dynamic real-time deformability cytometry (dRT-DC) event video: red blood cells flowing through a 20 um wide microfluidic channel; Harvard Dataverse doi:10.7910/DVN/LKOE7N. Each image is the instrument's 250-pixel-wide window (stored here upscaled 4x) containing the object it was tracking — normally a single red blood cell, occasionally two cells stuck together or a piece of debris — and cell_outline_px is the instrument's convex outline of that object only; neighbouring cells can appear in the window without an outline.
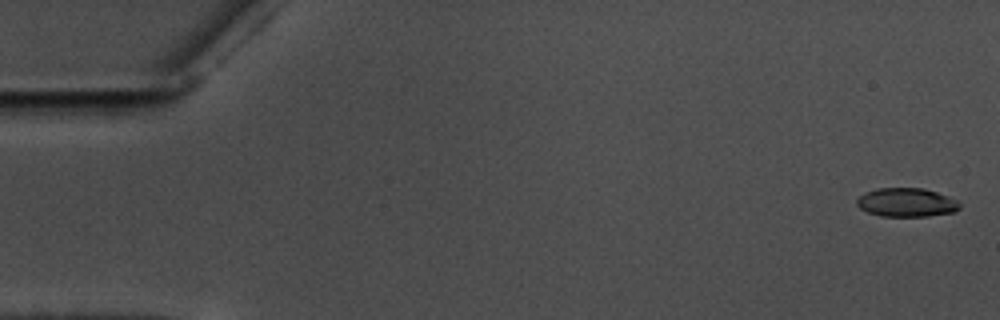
{"species": "common noctule bat (a hibernating species)", "species_latin": "Nyctalus noctula", "temperature_condition": "warm", "stored_images_in_passage": 58, "camera_frame_rate_fps": 3000, "um_per_image_px": 0.085, "animal": {"sex": "male", "body_mass_g": 17.5, "forearm_length_mm": 52.3}, "frame": {"image": 1, "passage_image": 2, "time_ms": 0.333, "image_size_px": [1000, 320], "cell_outline_px": [[960, 208], [956, 212], [928, 216], [880, 216], [868, 212], [860, 208], [856, 204], [856, 200], [864, 192], [876, 188], [924, 188], [948, 196], [956, 200], [960, 204]], "centroid_in_image_um": [77.05, 17.2], "position_along_channel_um": 8.0, "area_um2": 17.34}}
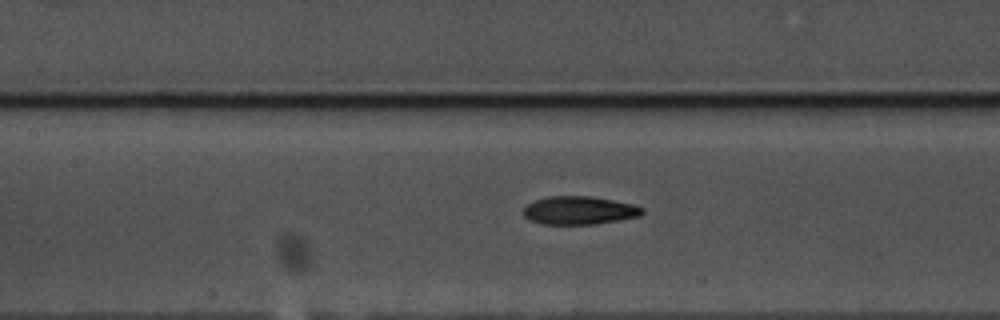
{"frame": {"image": 2, "passage_image": 27, "time_ms": 8.667, "image_size_px": [1000, 320], "cell_outline_px": [[644, 212], [640, 216], [620, 220], [592, 224], [540, 224], [528, 220], [524, 216], [524, 208], [528, 204], [536, 200], [548, 196], [592, 196], [632, 204], [644, 208]], "centroid_in_image_um": [49.23, 17.89], "position_along_channel_um": 158.2, "area_um2": 19.54}}
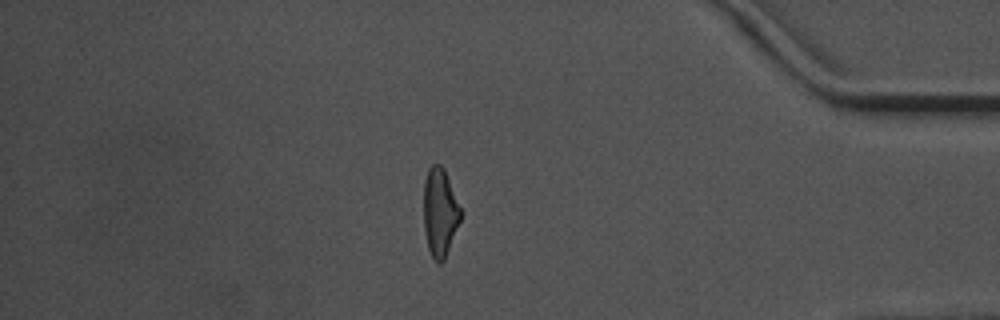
{"frame": {"image": 3, "passage_image": 50, "time_ms": 16.333, "image_size_px": [1000, 320], "cell_outline_px": [[460, 220], [444, 260], [440, 264], [432, 256], [428, 248], [424, 228], [424, 180], [428, 168], [432, 164], [440, 164], [444, 168], [460, 208]], "centroid_in_image_um": [37.37, 18.02], "position_along_channel_um": 397.8, "area_um2": 18.67}, "authors_computed_cell_mechanics": {"area_um2": 19.2474, "velocity_mm_per_s": 3.5784, "shape_relaxation_time_tau1_ms": 9.3125, "shape_relaxation_time_tau2_ms": 3.1165, "deformation_change_tau1": 0.2475, "deformation_change_tau2": 0.1084}}